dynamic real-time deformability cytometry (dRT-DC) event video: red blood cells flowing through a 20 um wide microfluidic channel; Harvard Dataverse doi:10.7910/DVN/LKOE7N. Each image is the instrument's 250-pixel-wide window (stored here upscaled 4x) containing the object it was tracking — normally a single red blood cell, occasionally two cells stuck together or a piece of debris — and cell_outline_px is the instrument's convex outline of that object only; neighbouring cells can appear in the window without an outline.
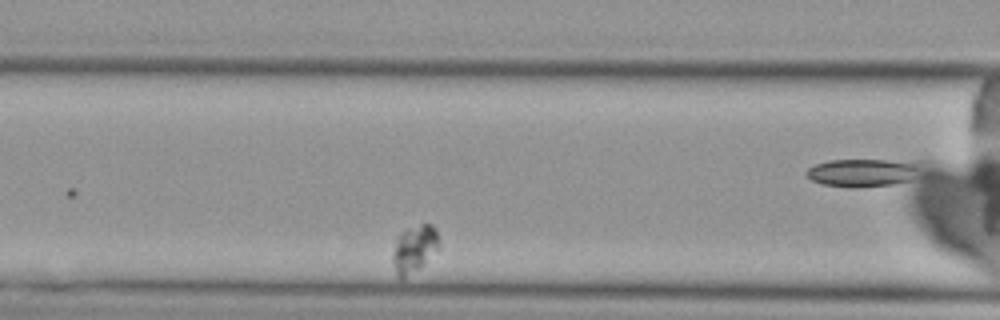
{"species": "Egyptian fruit bat (a non-hibernating species)", "species_latin": "Rousettus aegyptiacus", "temperature_condition": "cold", "stored_images_in_passage": 8, "camera_frame_rate_fps": 3000, "um_per_image_px": 0.085, "animal": {"sex": "female"}, "frame": {"image": 1, "passage_image": 4, "time_ms": 5.0, "image_size_px": [1000, 320], "cell_outline_px": [[440, 248], [420, 268], [400, 280], [396, 276], [392, 260], [392, 256], [396, 236], [400, 232], [408, 228], [420, 224], [432, 224], [436, 228], [440, 244]], "centroid_in_image_um": [35.21, 21.15], "position_along_channel_um": 131.4, "area_um2": 13.12}}